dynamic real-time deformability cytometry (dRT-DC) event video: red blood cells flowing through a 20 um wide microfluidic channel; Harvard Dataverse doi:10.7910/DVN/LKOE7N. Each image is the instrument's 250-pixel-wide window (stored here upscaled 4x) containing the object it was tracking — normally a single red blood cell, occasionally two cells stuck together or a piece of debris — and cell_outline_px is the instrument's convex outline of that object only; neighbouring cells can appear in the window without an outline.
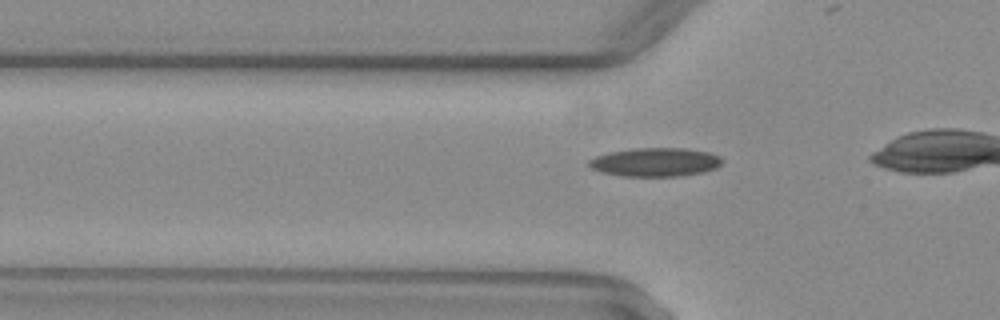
{"species": "common noctule bat (a hibernating species)", "species_latin": "Nyctalus noctula", "temperature_condition": "warm", "stored_images_in_passage": 17, "camera_frame_rate_fps": 3000, "um_per_image_px": 0.085, "animal": {"sex": "female", "body_mass_g": 29.2, "forearm_length_mm": 56.3}, "frame": {"image": 1, "passage_image": 12, "time_ms": 3.667, "image_size_px": [1000, 320], "cell_outline_px": [[724, 160], [716, 168], [704, 172], [680, 176], [620, 176], [600, 172], [592, 168], [588, 164], [588, 160], [596, 156], [608, 152], [636, 148], [684, 148], [708, 152], [720, 156]], "centroid_in_image_um": [55.7, 13.78], "position_along_channel_um": 70.1, "area_um2": 22.37}}